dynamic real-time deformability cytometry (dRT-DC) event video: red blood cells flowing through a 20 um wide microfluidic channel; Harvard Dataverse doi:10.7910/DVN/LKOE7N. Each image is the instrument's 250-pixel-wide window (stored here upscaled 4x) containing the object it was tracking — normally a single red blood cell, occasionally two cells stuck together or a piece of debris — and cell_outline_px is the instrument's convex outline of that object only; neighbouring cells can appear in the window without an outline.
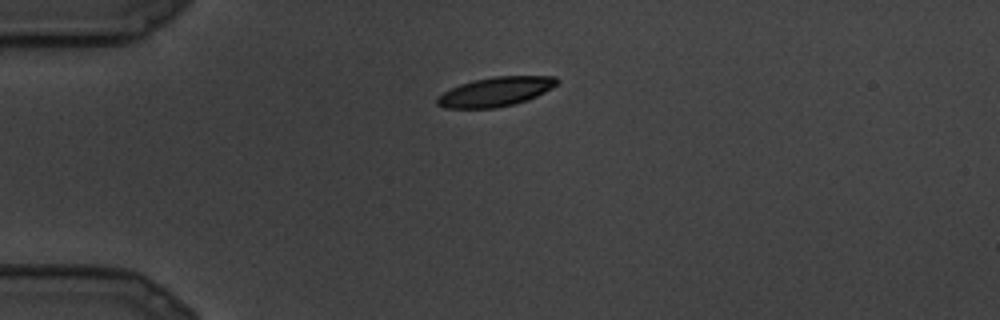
{"species": "common noctule bat (a hibernating species)", "species_latin": "Nyctalus noctula", "temperature_condition": "cold", "stored_images_in_passage": 8, "camera_frame_rate_fps": 3000, "um_per_image_px": 0.085, "animal": {"sex": "male", "body_mass_g": 19.5, "forearm_length_mm": 54.6}, "frame": {"image": 1, "passage_image": 1, "time_ms": 0.0, "image_size_px": [1000, 320], "cell_outline_px": [[560, 80], [552, 88], [528, 100], [496, 108], [444, 108], [436, 104], [436, 96], [460, 84], [472, 80], [492, 76], [556, 76]], "centroid_in_image_um": [42.11, 7.79], "position_along_channel_um": 42.9, "area_um2": 20.52}}
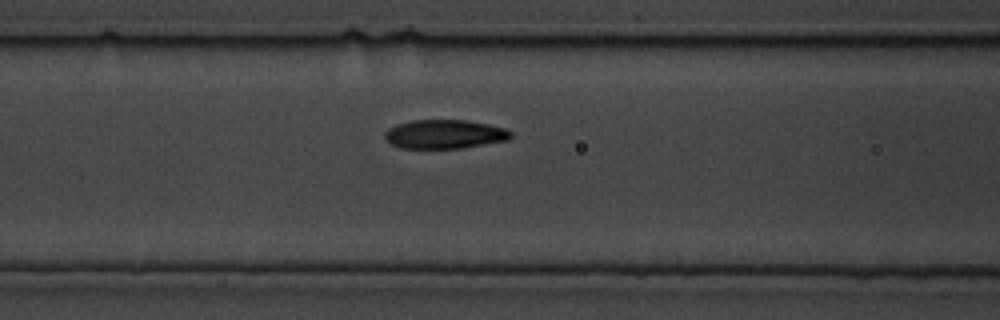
{"frame": {"image": 2, "passage_image": 6, "time_ms": 1.667, "image_size_px": [1000, 320], "cell_outline_px": [[512, 136], [508, 140], [460, 148], [400, 148], [392, 144], [384, 136], [384, 132], [388, 128], [396, 124], [412, 120], [464, 120], [488, 124], [508, 128], [512, 132]], "centroid_in_image_um": [37.8, 11.4], "position_along_channel_um": 128.8, "area_um2": 21.27}}
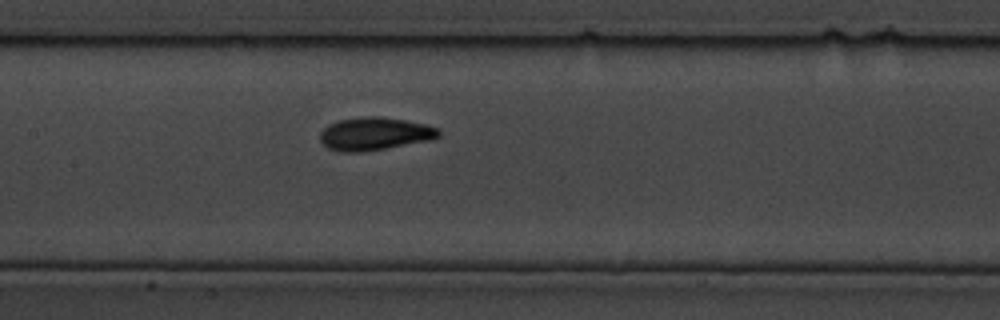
{"frame": {"image": 3, "passage_image": 8, "time_ms": 2.333, "image_size_px": [1000, 320], "cell_outline_px": [[440, 136], [432, 140], [360, 152], [336, 152], [328, 148], [320, 140], [320, 132], [328, 124], [340, 120], [364, 116], [380, 116], [428, 124], [440, 128]], "centroid_in_image_um": [31.86, 11.37], "position_along_channel_um": 175.5, "area_um2": 22.89}}